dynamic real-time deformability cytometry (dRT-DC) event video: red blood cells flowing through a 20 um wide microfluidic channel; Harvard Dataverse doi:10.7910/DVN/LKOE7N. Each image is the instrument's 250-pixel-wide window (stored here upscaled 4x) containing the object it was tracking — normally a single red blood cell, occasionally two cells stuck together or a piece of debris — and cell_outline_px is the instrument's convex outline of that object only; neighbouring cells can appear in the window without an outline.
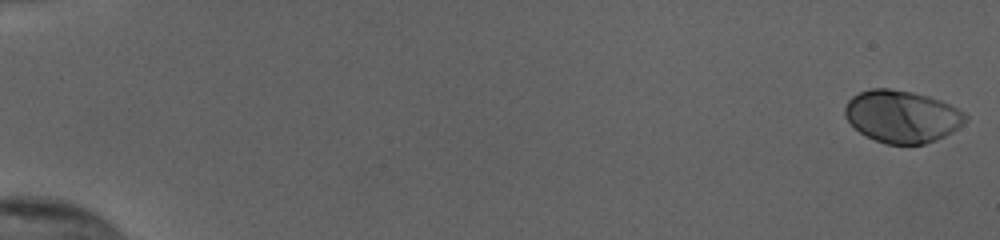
{"species": "human", "species_latin": "Homo sapiens", "temperature_condition": "cold", "stored_images_in_passage": 55, "camera_frame_rate_fps": 3000, "um_per_image_px": 0.085, "donor": {"sex": "female"}, "frame": {"image": 1, "passage_image": 1, "time_ms": 0.0, "image_size_px": [1000, 240], "cell_outline_px": [[968, 120], [952, 132], [936, 140], [924, 144], [884, 144], [860, 132], [844, 116], [844, 108], [848, 100], [852, 96], [860, 92], [872, 88], [888, 88], [912, 92], [928, 96], [940, 100], [964, 112], [968, 116]], "centroid_in_image_um": [76.67, 9.89], "position_along_channel_um": 8.3, "area_um2": 36.59}}
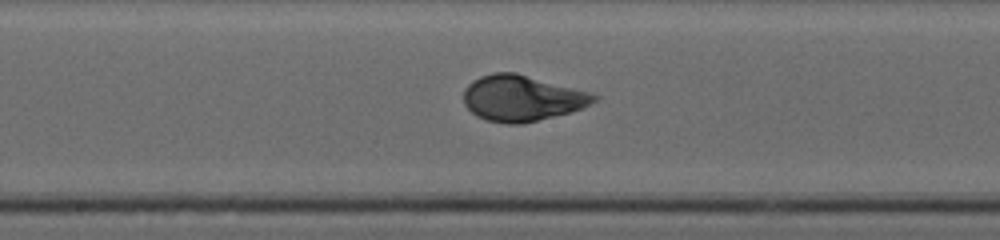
{"frame": {"image": 2, "passage_image": 31, "time_ms": 10.0, "image_size_px": [1000, 240], "cell_outline_px": [[600, 96], [596, 100], [580, 108], [568, 112], [520, 124], [508, 124], [488, 120], [476, 116], [464, 104], [464, 88], [472, 80], [480, 76], [492, 72], [516, 72], [592, 92]], "centroid_in_image_um": [44.34, 8.32], "position_along_channel_um": 203.9, "area_um2": 34.74}}
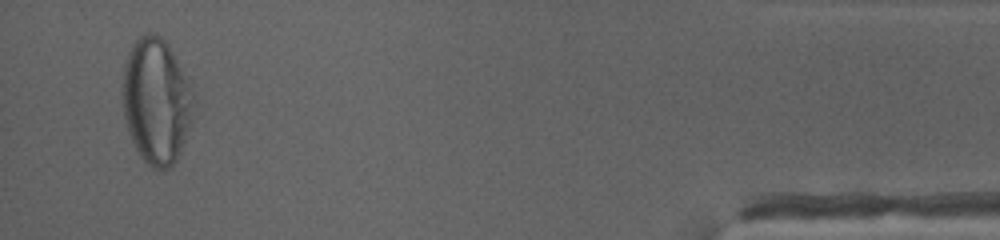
{"frame": {"image": 3, "passage_image": 53, "time_ms": 17.333, "image_size_px": [1000, 240], "cell_outline_px": [[196, 100], [192, 120], [180, 152], [176, 160], [168, 168], [152, 168], [144, 160], [136, 148], [132, 140], [124, 116], [120, 92], [124, 60], [132, 44], [140, 36], [148, 32], [160, 36], [168, 44]], "centroid_in_image_um": [13.25, 8.57], "position_along_channel_um": 421.9, "area_um2": 52.02}, "authors_computed_cell_mechanics": {"area_um2": 35.1424, "velocity_mm_per_s": 3.8478, "shape_relaxation_time_tau1_ms": 4.8975, "shape_relaxation_time_tau2_ms": null, "deformation_change_tau1": 0.2111, "deformation_change_tau2": null}}